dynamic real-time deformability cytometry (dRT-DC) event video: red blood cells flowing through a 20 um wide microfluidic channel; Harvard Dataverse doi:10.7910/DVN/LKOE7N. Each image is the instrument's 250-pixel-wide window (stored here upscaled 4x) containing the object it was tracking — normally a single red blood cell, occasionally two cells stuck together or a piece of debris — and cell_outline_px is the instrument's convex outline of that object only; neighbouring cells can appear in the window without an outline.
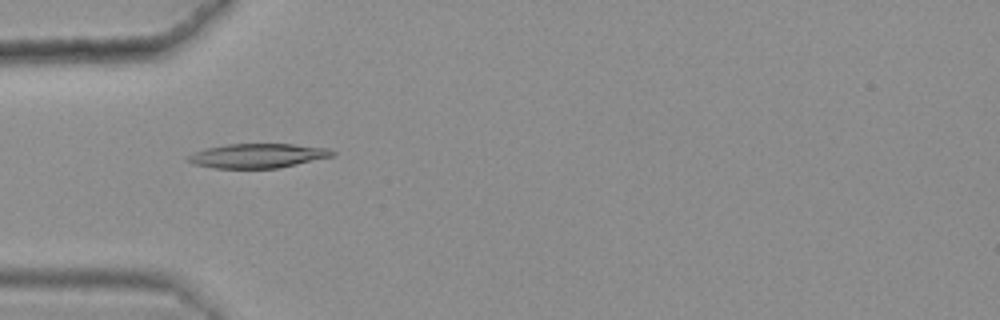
{"species": "common noctule bat (a hibernating species)", "species_latin": "Nyctalus noctula", "temperature_condition": "warm", "stored_images_in_passage": 50, "camera_frame_rate_fps": 3000, "um_per_image_px": 0.085, "animal": {"sex": "female", "body_mass_g": 25.1}, "frame": {"image": 1, "passage_image": 18, "time_ms": 5.667, "image_size_px": [1000, 320], "cell_outline_px": [[336, 152], [332, 156], [296, 164], [276, 168], [212, 168], [196, 164], [184, 160], [188, 156], [196, 152], [208, 148], [224, 144], [292, 144], [328, 148]], "centroid_in_image_um": [21.89, 13.23], "position_along_channel_um": 63.1, "area_um2": 20.23}}
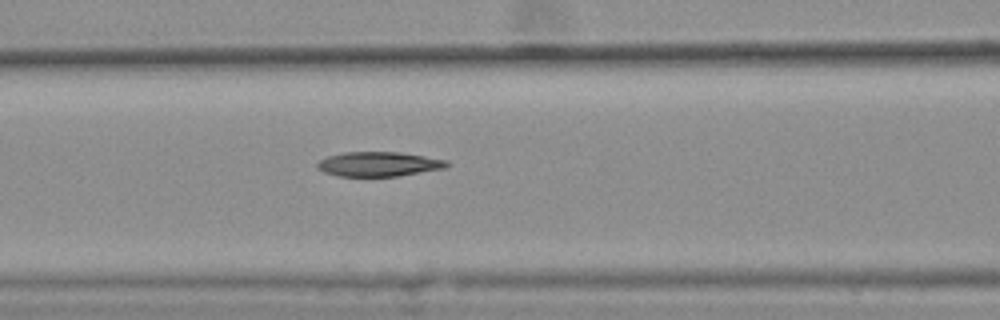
{"frame": {"image": 2, "passage_image": 24, "time_ms": 7.667, "image_size_px": [1000, 320], "cell_outline_px": [[452, 164], [444, 168], [396, 176], [336, 176], [324, 172], [316, 168], [316, 164], [320, 160], [328, 156], [344, 152], [400, 152], [448, 160]], "centroid_in_image_um": [32.18, 13.94], "position_along_channel_um": 134.4, "area_um2": 18.55}}
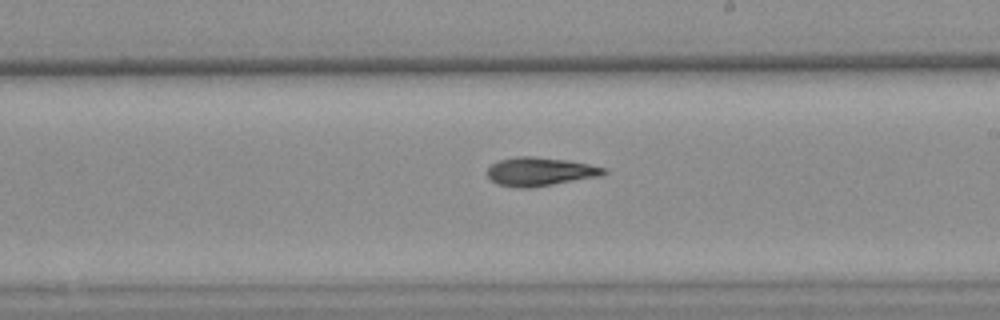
{"frame": {"image": 3, "passage_image": 33, "time_ms": 10.667, "image_size_px": [1000, 320], "cell_outline_px": [[608, 172], [600, 176], [528, 188], [520, 188], [496, 184], [488, 176], [488, 168], [496, 160], [516, 156], [532, 156], [568, 160], [608, 168]], "centroid_in_image_um": [45.9, 14.57], "position_along_channel_um": 243.1, "area_um2": 19.42}}